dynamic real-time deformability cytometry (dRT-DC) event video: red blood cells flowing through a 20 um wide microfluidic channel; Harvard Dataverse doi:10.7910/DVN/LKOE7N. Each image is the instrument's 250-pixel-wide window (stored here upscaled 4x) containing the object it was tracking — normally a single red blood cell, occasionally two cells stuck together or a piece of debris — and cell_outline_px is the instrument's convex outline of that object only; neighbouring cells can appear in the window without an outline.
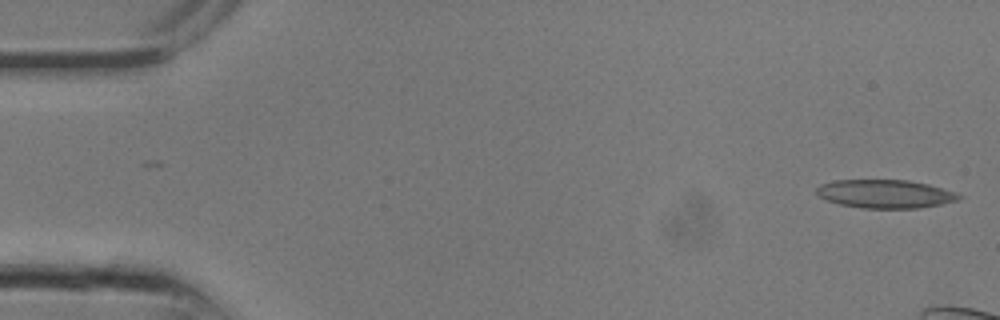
{"species": "common noctule bat (a hibernating species)", "species_latin": "Nyctalus noctula", "temperature_condition": "room temperature", "stored_images_in_passage": 6, "camera_frame_rate_fps": 3000, "um_per_image_px": 0.085, "animal": {"sex": "male", "body_mass_g": 13.3}, "frame": {"image": 1, "passage_image": 1, "time_ms": 0.0, "image_size_px": [1000, 320], "cell_outline_px": [[964, 196], [956, 200], [940, 204], [916, 208], [860, 208], [840, 204], [816, 196], [816, 188], [820, 184], [832, 180], [908, 180], [928, 184], [956, 192]], "centroid_in_image_um": [75.2, 16.47], "position_along_channel_um": 9.8, "area_um2": 23.58}}